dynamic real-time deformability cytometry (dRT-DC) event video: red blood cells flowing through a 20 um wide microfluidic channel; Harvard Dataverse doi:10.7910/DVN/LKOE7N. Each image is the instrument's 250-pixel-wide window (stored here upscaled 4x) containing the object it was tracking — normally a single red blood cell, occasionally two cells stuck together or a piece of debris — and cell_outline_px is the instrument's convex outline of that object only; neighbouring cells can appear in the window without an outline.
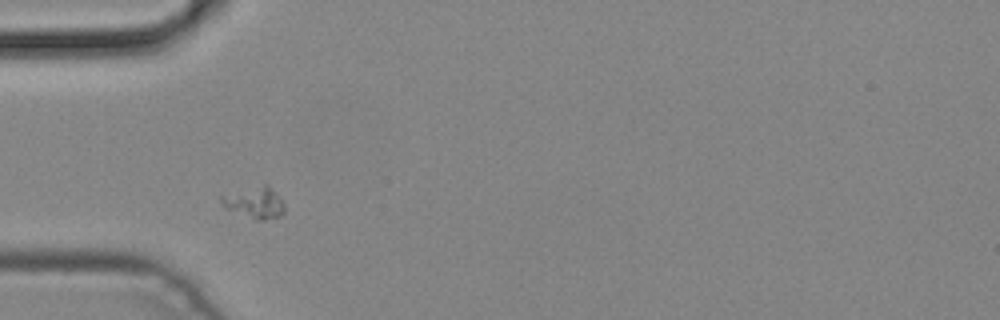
{"species": "common noctule bat (a hibernating species)", "species_latin": "Nyctalus noctula", "temperature_condition": "cold", "stored_images_in_passage": 3, "camera_frame_rate_fps": 3000, "um_per_image_px": 0.085, "animal": {"sex": "male", "body_mass_g": 19.2, "forearm_length_mm": 51.8}, "frame": {"image": 1, "passage_image": 1, "time_ms": 0.0, "image_size_px": [1000, 320], "cell_outline_px": [[284, 212], [280, 216], [264, 220], [256, 220], [224, 208], [220, 204], [220, 196], [264, 184], [268, 184], [280, 196], [284, 204]], "centroid_in_image_um": [21.66, 17.23], "position_along_channel_um": 63.3, "area_um2": 11.56}}
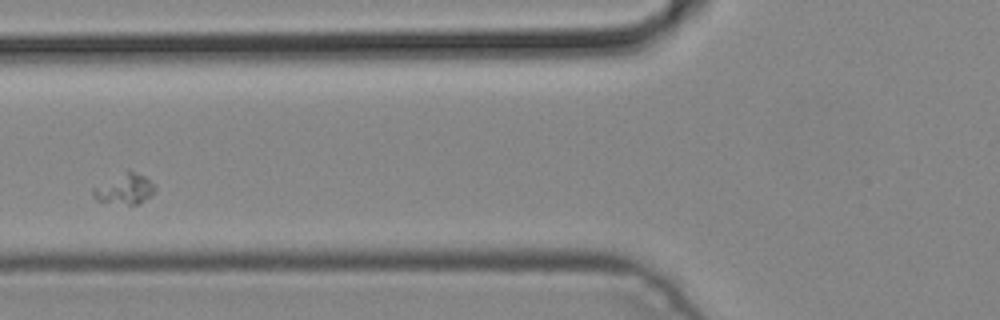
{"frame": {"image": 2, "passage_image": 2, "time_ms": 0.333, "image_size_px": [1000, 320], "cell_outline_px": [[156, 188], [152, 196], [140, 204], [128, 204], [96, 200], [92, 196], [92, 188], [128, 168], [144, 176], [156, 184]], "centroid_in_image_um": [10.63, 16.03], "position_along_channel_um": 115.2, "area_um2": 11.21}}
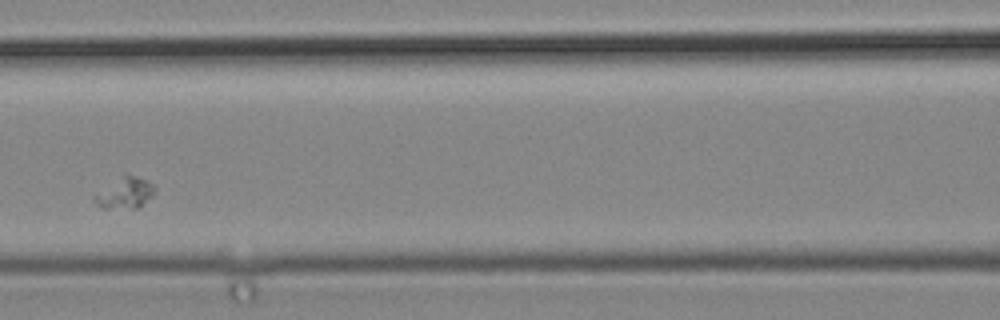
{"frame": {"image": 3, "passage_image": 3, "time_ms": 0.667, "image_size_px": [1000, 320], "cell_outline_px": [[156, 188], [152, 196], [136, 208], [100, 208], [96, 204], [96, 196], [124, 172], [136, 176], [152, 184]], "centroid_in_image_um": [10.66, 16.39], "position_along_channel_um": 155.9, "area_um2": 10.46}}